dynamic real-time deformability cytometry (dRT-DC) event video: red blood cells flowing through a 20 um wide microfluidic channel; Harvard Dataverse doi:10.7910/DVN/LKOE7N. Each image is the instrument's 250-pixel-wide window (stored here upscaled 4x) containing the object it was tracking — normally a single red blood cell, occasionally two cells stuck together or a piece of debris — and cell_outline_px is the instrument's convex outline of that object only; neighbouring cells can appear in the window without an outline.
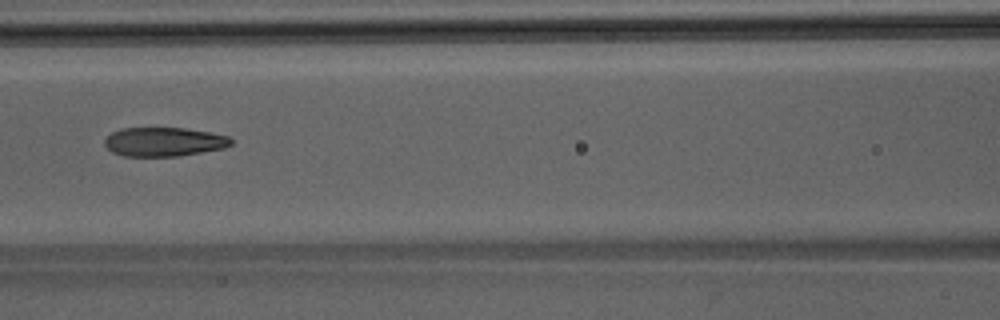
{"species": "Egyptian fruit bat (a non-hibernating species)", "species_latin": "Rousettus aegyptiacus", "temperature_condition": "room temperature", "stored_images_in_passage": 34, "camera_frame_rate_fps": 3000, "um_per_image_px": 0.085, "animal": {"sex": "male"}, "frame": {"image": 1, "passage_image": 8, "time_ms": 2.333, "image_size_px": [1000, 320], "cell_outline_px": [[232, 144], [224, 148], [176, 156], [124, 156], [112, 152], [104, 144], [104, 140], [112, 132], [120, 128], [184, 128], [212, 132], [228, 136], [232, 140]], "centroid_in_image_um": [13.93, 12.04], "position_along_channel_um": 152.7, "area_um2": 21.33}}
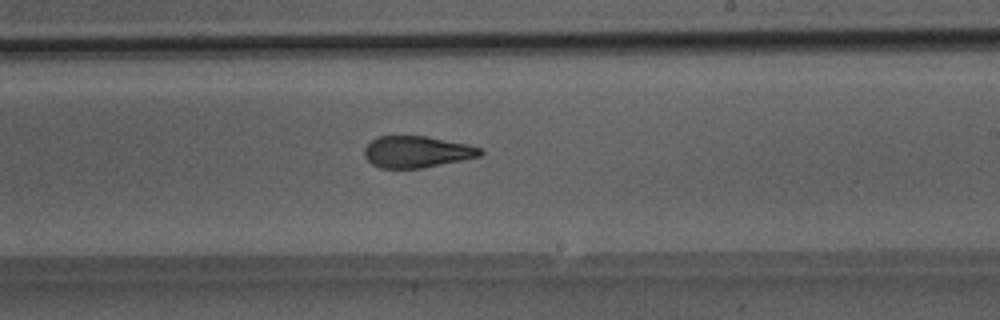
{"frame": {"image": 2, "passage_image": 15, "time_ms": 4.667, "image_size_px": [1000, 320], "cell_outline_px": [[484, 152], [480, 156], [424, 168], [380, 168], [372, 164], [364, 156], [364, 148], [372, 140], [380, 136], [428, 136], [468, 144], [480, 148]], "centroid_in_image_um": [35.43, 12.9], "position_along_channel_um": 253.6, "area_um2": 21.33}}
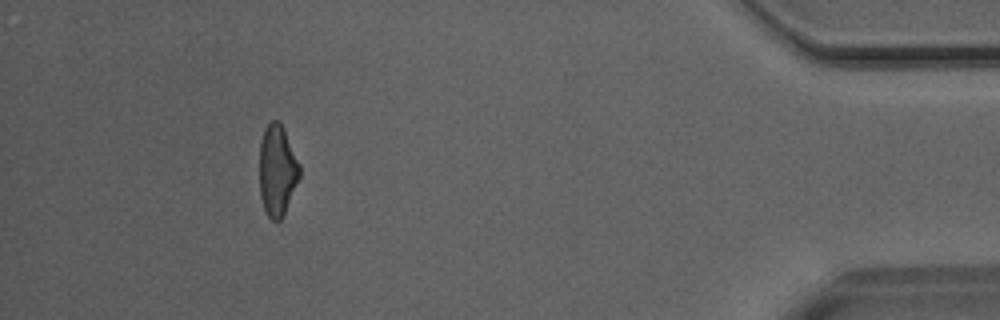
{"frame": {"image": 3, "passage_image": 30, "time_ms": 9.667, "image_size_px": [1000, 320], "cell_outline_px": [[300, 176], [284, 216], [280, 220], [272, 220], [268, 216], [264, 208], [260, 196], [260, 140], [264, 128], [272, 120], [276, 120], [284, 128], [300, 164]], "centroid_in_image_um": [23.57, 14.49], "position_along_channel_um": 411.6, "area_um2": 21.39}}